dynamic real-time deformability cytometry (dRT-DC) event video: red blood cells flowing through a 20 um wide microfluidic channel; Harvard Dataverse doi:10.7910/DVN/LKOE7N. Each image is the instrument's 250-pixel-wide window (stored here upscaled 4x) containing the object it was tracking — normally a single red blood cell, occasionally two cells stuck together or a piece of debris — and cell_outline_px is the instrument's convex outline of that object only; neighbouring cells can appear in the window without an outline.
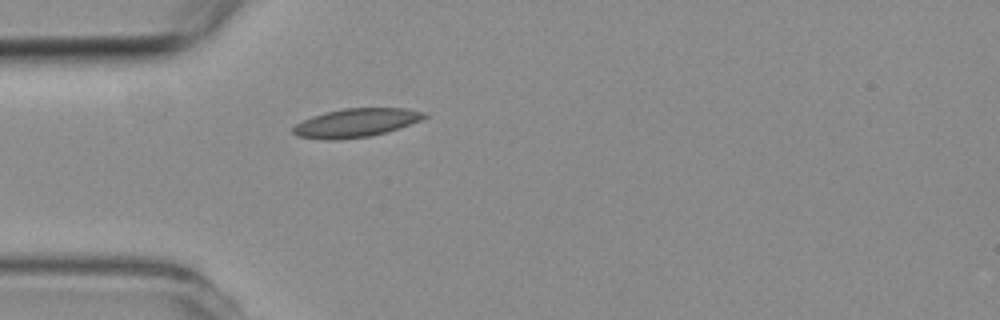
{"species": "common noctule bat (a hibernating species)", "species_latin": "Nyctalus noctula", "temperature_condition": "room temperature", "stored_images_in_passage": 1, "camera_frame_rate_fps": 3000, "um_per_image_px": 0.085, "animal": {"sex": "female", "body_mass_g": 19.3, "forearm_length_mm": 54.1}, "frame": {"image": 1, "passage_image": 1, "time_ms": 0.0, "image_size_px": [1000, 320], "cell_outline_px": [[428, 116], [420, 120], [400, 128], [372, 136], [336, 140], [328, 140], [296, 136], [292, 132], [292, 128], [296, 124], [312, 116], [324, 112], [344, 108], [408, 108], [424, 112]], "centroid_in_image_um": [30.25, 10.44], "position_along_channel_um": 54.7, "area_um2": 21.96}}